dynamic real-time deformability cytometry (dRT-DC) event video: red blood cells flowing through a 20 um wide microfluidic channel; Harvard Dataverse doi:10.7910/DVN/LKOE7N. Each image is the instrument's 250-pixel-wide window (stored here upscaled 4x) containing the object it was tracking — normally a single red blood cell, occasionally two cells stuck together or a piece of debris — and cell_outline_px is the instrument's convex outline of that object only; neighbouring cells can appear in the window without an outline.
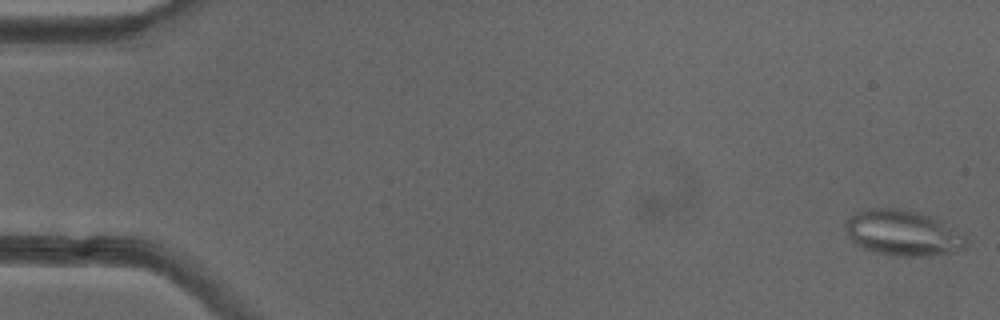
{"species": "common noctule bat (a hibernating species)", "species_latin": "Nyctalus noctula", "temperature_condition": "cold", "stored_images_in_passage": 52, "camera_frame_rate_fps": 3000, "um_per_image_px": 0.085, "animal": {"sex": "female"}, "frame": {"image": 1, "passage_image": 1, "time_ms": 0.0, "image_size_px": [1000, 320], "cell_outline_px": [[968, 248], [964, 252], [924, 256], [904, 256], [876, 252], [864, 248], [856, 244], [848, 236], [844, 224], [844, 220], [856, 212], [868, 208], [900, 208], [920, 212], [940, 220], [968, 236]], "centroid_in_image_um": [76.82, 19.8], "position_along_channel_um": 8.2, "area_um2": 32.71}}
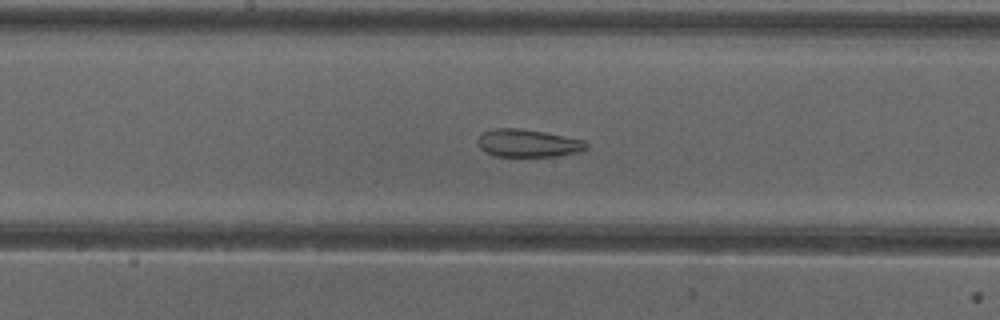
{"frame": {"image": 2, "passage_image": 27, "time_ms": 8.667, "image_size_px": [1000, 320], "cell_outline_px": [[588, 148], [580, 152], [556, 156], [492, 156], [484, 152], [476, 144], [476, 140], [484, 132], [492, 128], [520, 128], [544, 132], [584, 140], [588, 144]], "centroid_in_image_um": [44.85, 12.17], "position_along_channel_um": 203.4, "area_um2": 17.74}}
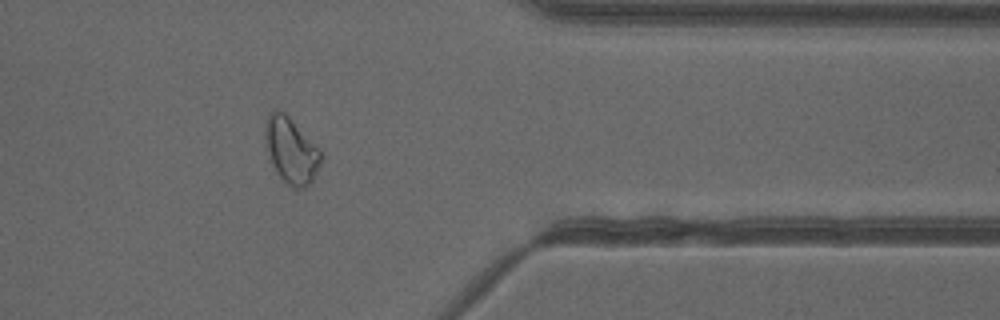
{"frame": {"image": 3, "passage_image": 42, "time_ms": 13.667, "image_size_px": [1000, 320], "cell_outline_px": [[324, 156], [312, 180], [304, 188], [292, 188], [276, 172], [268, 156], [264, 136], [264, 128], [268, 116], [276, 108], [284, 112], [288, 116]], "centroid_in_image_um": [24.71, 12.8], "position_along_channel_um": 386.7, "area_um2": 20.98}, "authors_computed_cell_mechanics": {"area_um2": 23.2067, "velocity_mm_per_s": 3.9688, "shape_relaxation_time_tau1_ms": null, "shape_relaxation_time_tau2_ms": 2.1055, "deformation_change_tau1": null, "deformation_change_tau2": 0.1015}}